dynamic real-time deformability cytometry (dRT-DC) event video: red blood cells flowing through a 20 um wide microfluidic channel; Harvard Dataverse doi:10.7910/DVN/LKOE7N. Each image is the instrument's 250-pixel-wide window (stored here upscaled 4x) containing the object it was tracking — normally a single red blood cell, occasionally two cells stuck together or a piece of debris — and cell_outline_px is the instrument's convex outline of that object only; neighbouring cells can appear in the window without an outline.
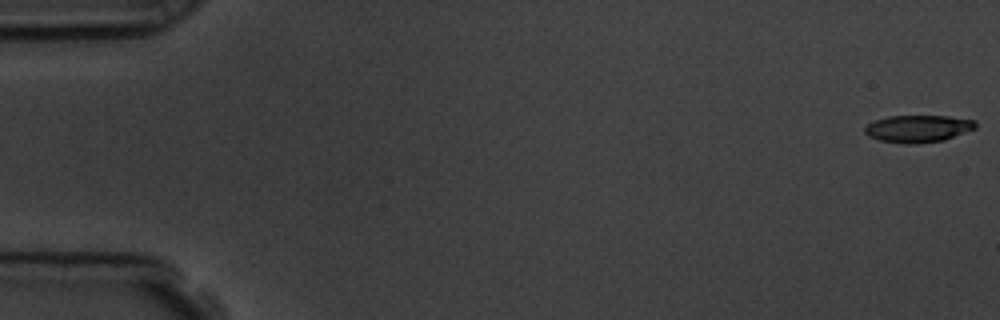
{"species": "common noctule bat (a hibernating species)", "species_latin": "Nyctalus noctula", "temperature_condition": "room temperature", "stored_images_in_passage": 57, "camera_frame_rate_fps": 3000, "um_per_image_px": 0.085, "animal": {"sex": "male", "body_mass_g": 19.5, "forearm_length_mm": 54.6}, "frame": {"image": 1, "passage_image": 1, "time_ms": 0.0, "image_size_px": [1000, 320], "cell_outline_px": [[976, 128], [944, 140], [916, 144], [908, 144], [880, 140], [868, 136], [864, 132], [864, 128], [868, 124], [876, 120], [888, 116], [948, 116], [976, 120]], "centroid_in_image_um": [78.04, 10.93], "position_along_channel_um": 7.0, "area_um2": 17.51}}
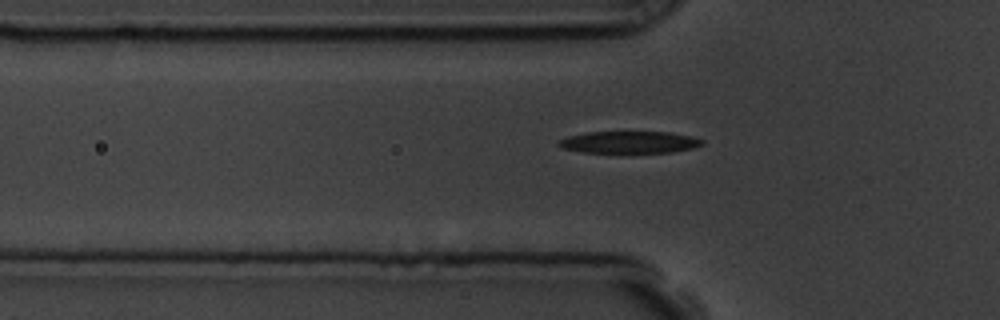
{"frame": {"image": 2, "passage_image": 19, "time_ms": 6.0, "image_size_px": [1000, 320], "cell_outline_px": [[704, 144], [692, 148], [672, 152], [584, 152], [564, 148], [556, 144], [560, 140], [568, 136], [588, 132], [668, 132], [692, 136], [704, 140]], "centroid_in_image_um": [53.53, 12.08], "position_along_channel_um": 72.3, "area_um2": 18.15}}
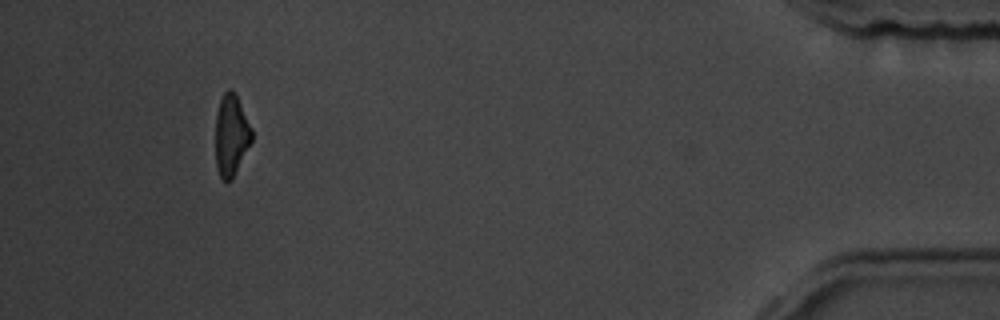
{"frame": {"image": 3, "passage_image": 53, "time_ms": 17.333, "image_size_px": [1000, 320], "cell_outline_px": [[252, 140], [232, 180], [224, 180], [220, 176], [216, 168], [216, 112], [220, 100], [224, 92], [228, 88], [232, 88], [236, 92], [252, 128]], "centroid_in_image_um": [19.66, 11.44], "position_along_channel_um": 415.5, "area_um2": 17.34}, "authors_computed_cell_mechanics": {"area_um2": 18.785, "velocity_mm_per_s": 3.6142, "shape_relaxation_time_tau1_ms": 4.2792, "shape_relaxation_time_tau2_ms": 10.5193, "deformation_change_tau1": 0.1327, "deformation_change_tau2": 0.2349}}